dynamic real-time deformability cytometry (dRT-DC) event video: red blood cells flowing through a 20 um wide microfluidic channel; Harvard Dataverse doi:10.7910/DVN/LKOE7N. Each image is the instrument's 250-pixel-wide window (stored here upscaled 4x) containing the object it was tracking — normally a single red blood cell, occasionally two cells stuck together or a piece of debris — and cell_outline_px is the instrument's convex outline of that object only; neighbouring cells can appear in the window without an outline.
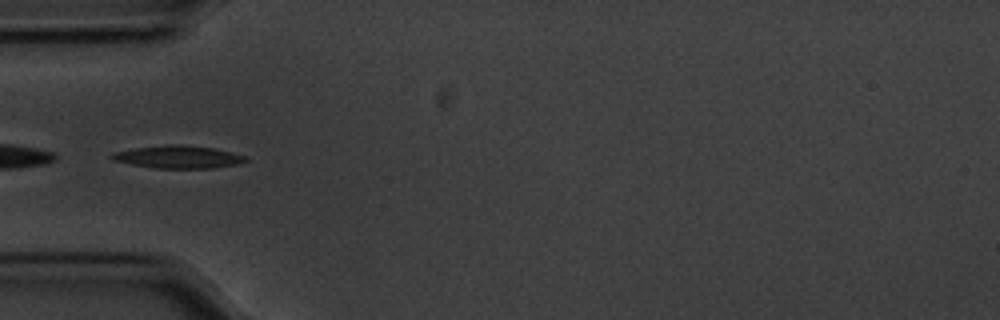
{"species": "common noctule bat (a hibernating species)", "species_latin": "Nyctalus noctula", "temperature_condition": "cold", "stored_images_in_passage": 40, "camera_frame_rate_fps": 3000, "um_per_image_px": 0.085, "animal": {"sex": "male", "body_mass_g": 20.1, "forearm_length_mm": 53.5}, "frame": {"image": 1, "passage_image": 1, "time_ms": 0.0, "image_size_px": [1000, 320], "cell_outline_px": [[248, 160], [236, 164], [212, 168], [152, 168], [112, 160], [108, 156], [112, 152], [136, 148], [168, 144], [180, 144], [216, 148], [244, 156]], "centroid_in_image_um": [15.09, 13.33], "position_along_channel_um": 69.9, "area_um2": 17.63}}
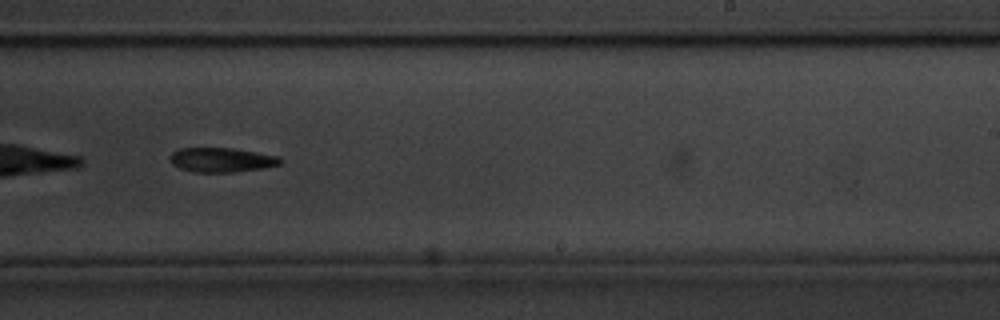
{"frame": {"image": 2, "passage_image": 18, "time_ms": 5.667, "image_size_px": [1000, 320], "cell_outline_px": [[280, 164], [260, 168], [232, 172], [196, 172], [180, 168], [172, 164], [168, 156], [172, 152], [180, 148], [232, 148], [280, 156]], "centroid_in_image_um": [18.78, 13.58], "position_along_channel_um": 270.2, "area_um2": 15.55}}
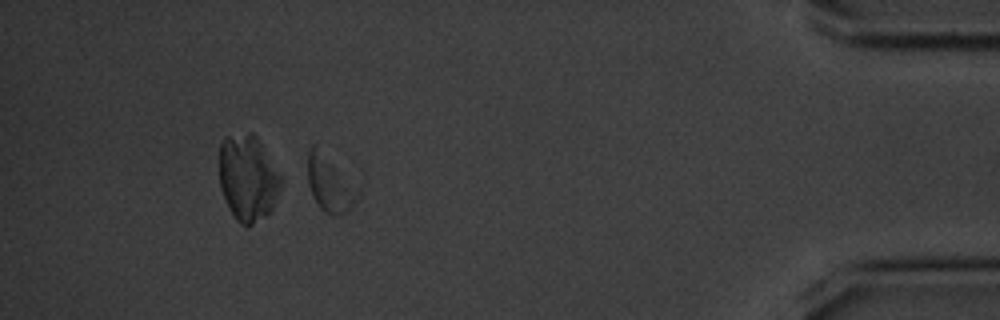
{"frame": {"image": 3, "passage_image": 34, "time_ms": 11.0, "image_size_px": [1000, 320], "cell_outline_px": [[360, 188], [356, 196], [348, 208], [340, 216], [332, 216], [324, 212], [320, 208], [312, 196], [308, 184], [308, 152], [312, 148]], "centroid_in_image_um": [28.01, 15.78], "position_along_channel_um": 407.2, "area_um2": 14.97}}